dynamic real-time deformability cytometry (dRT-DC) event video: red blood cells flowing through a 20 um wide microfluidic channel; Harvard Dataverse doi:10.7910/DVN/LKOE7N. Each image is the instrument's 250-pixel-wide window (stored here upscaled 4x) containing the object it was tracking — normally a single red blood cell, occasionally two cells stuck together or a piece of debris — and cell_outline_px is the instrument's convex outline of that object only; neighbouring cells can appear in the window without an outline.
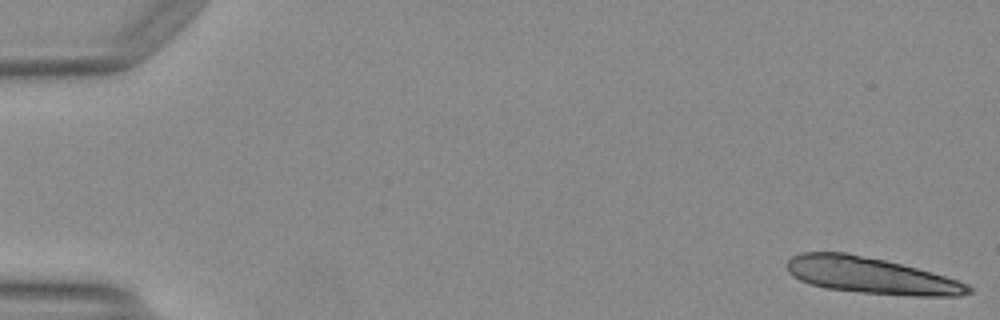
{"species": "Egyptian fruit bat (a non-hibernating species)", "species_latin": "Rousettus aegyptiacus", "temperature_condition": "warm", "stored_images_in_passage": 15, "camera_frame_rate_fps": 3000, "um_per_image_px": 0.085, "animal": {"sex": "female"}, "frame": {"image": 1, "passage_image": 1, "time_ms": 0.0, "image_size_px": [1000, 320], "cell_outline_px": [[972, 292], [960, 296], [916, 296], [864, 292], [824, 288], [808, 284], [800, 280], [788, 272], [788, 260], [792, 256], [804, 252], [844, 252], [884, 260], [932, 272], [968, 284], [972, 288]], "centroid_in_image_um": [74.03, 23.42], "position_along_channel_um": 11.0, "area_um2": 38.03}}